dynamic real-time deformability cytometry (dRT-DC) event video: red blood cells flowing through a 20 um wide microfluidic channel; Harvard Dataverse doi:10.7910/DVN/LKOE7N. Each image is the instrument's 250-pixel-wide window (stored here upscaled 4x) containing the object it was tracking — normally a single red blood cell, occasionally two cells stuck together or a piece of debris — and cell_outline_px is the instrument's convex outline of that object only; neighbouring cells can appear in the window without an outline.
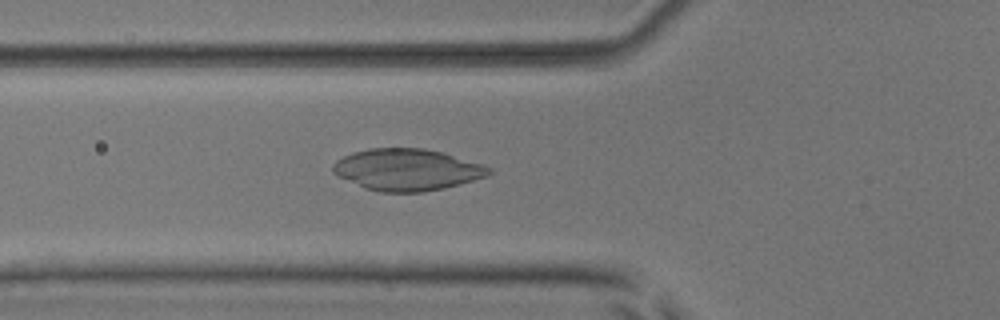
{"species": "common noctule bat (a hibernating species)", "species_latin": "Nyctalus noctula", "temperature_condition": "room temperature", "stored_images_in_passage": 46, "camera_frame_rate_fps": 3000, "um_per_image_px": 0.085, "animal": {"sex": "male", "body_mass_g": 17.9, "forearm_length_mm": 54.2}, "frame": {"image": 1, "passage_image": 13, "time_ms": 4.0, "image_size_px": [1000, 320], "cell_outline_px": [[492, 172], [488, 176], [460, 184], [444, 188], [424, 192], [380, 192], [364, 188], [332, 172], [332, 164], [336, 160], [352, 152], [368, 148], [424, 148], [440, 152], [480, 164], [492, 168]], "centroid_in_image_um": [34.58, 14.42], "position_along_channel_um": 91.2, "area_um2": 37.69}}
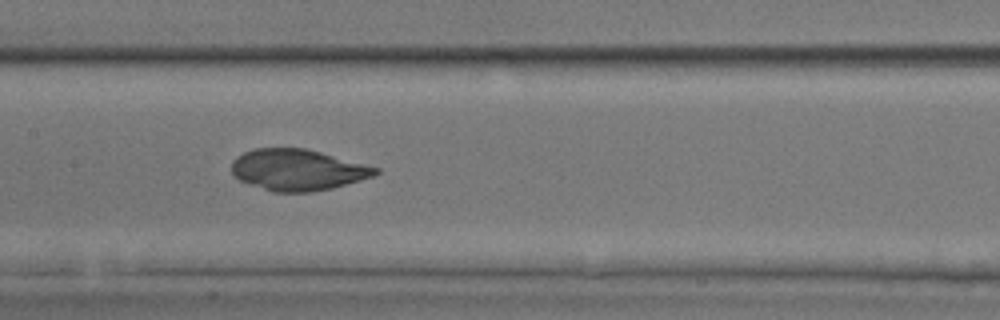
{"frame": {"image": 2, "passage_image": 20, "time_ms": 6.333, "image_size_px": [1000, 320], "cell_outline_px": [[380, 172], [372, 176], [360, 180], [332, 188], [312, 192], [272, 192], [240, 180], [232, 172], [232, 160], [236, 156], [252, 148], [304, 148], [320, 152], [380, 168]], "centroid_in_image_um": [25.29, 14.43], "position_along_channel_um": 182.1, "area_um2": 34.39}}
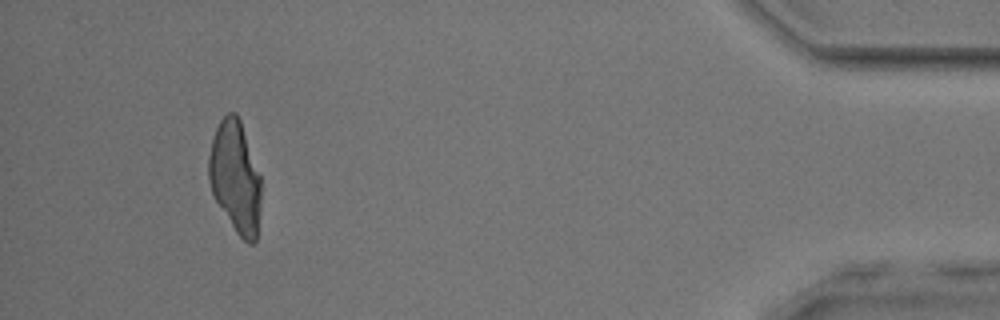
{"frame": {"image": 3, "passage_image": 43, "time_ms": 14.0, "image_size_px": [1000, 320], "cell_outline_px": [[260, 212], [256, 240], [252, 244], [248, 244], [236, 232], [216, 200], [212, 192], [208, 180], [208, 156], [212, 140], [216, 128], [220, 120], [228, 112], [236, 112], [240, 120], [260, 176]], "centroid_in_image_um": [19.99, 15.05], "position_along_channel_um": 415.2, "area_um2": 33.81}}